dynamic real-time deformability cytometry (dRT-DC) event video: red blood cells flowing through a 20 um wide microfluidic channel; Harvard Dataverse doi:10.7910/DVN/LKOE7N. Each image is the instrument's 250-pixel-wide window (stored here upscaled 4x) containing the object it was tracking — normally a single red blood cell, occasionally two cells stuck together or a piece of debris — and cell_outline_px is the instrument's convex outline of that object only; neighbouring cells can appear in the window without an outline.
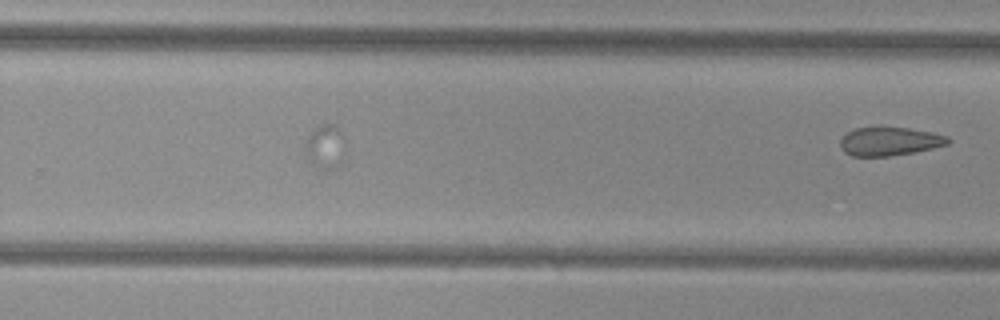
{"species": "common noctule bat (a hibernating species)", "species_latin": "Nyctalus noctula", "temperature_condition": "cold", "stored_images_in_passage": 11, "camera_frame_rate_fps": 3000, "um_per_image_px": 0.085, "animal": {"sex": "female", "body_mass_g": 29.2, "forearm_length_mm": 56.3}, "frame": {"image": 1, "passage_image": 11, "time_ms": 12.333, "image_size_px": [1000, 320], "cell_outline_px": [[952, 140], [948, 144], [932, 148], [912, 152], [888, 156], [852, 156], [844, 152], [840, 144], [840, 140], [848, 132], [856, 128], [876, 124], [908, 128], [932, 132], [948, 136]], "centroid_in_image_um": [75.6, 11.97], "position_along_channel_um": 254.2, "area_um2": 18.38}}